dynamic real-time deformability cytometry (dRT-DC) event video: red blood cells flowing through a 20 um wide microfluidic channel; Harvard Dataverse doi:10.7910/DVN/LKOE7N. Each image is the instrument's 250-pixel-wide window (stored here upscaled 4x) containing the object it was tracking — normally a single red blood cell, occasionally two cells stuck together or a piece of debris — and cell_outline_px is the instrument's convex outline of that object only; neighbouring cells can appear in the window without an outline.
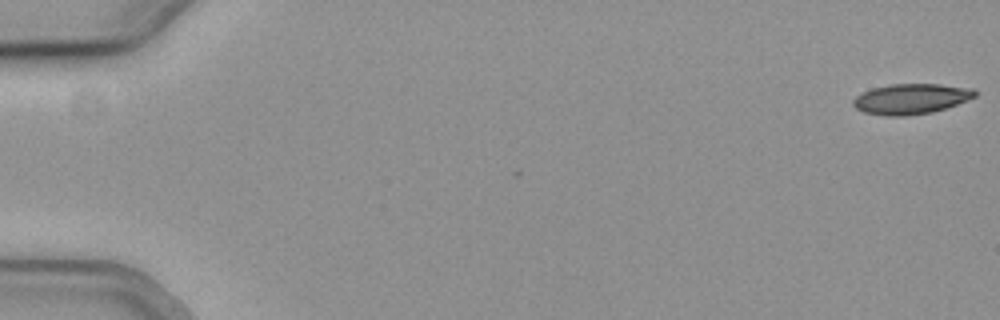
{"species": "common noctule bat (a hibernating species)", "species_latin": "Nyctalus noctula", "temperature_condition": "cold", "stored_images_in_passage": 55, "camera_frame_rate_fps": 3000, "um_per_image_px": 0.085, "animal": {"sex": "female", "body_mass_g": 19.3, "forearm_length_mm": 54.1}, "frame": {"image": 1, "passage_image": 1, "time_ms": 0.0, "image_size_px": [1000, 320], "cell_outline_px": [[976, 96], [956, 104], [932, 112], [908, 116], [888, 116], [864, 112], [856, 108], [852, 104], [852, 100], [856, 96], [872, 88], [892, 84], [940, 84], [972, 88], [976, 92]], "centroid_in_image_um": [77.41, 8.4], "position_along_channel_um": 7.6, "area_um2": 21.39}}
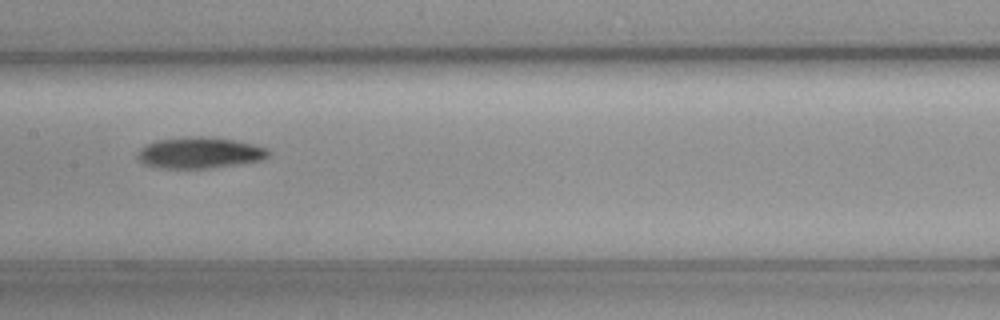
{"frame": {"image": 2, "passage_image": 29, "time_ms": 9.333, "image_size_px": [1000, 320], "cell_outline_px": [[268, 156], [260, 160], [204, 168], [160, 168], [144, 164], [136, 156], [140, 148], [156, 140], [184, 136], [200, 136], [236, 140], [268, 148]], "centroid_in_image_um": [16.91, 12.97], "position_along_channel_um": 190.5, "area_um2": 23.47}}
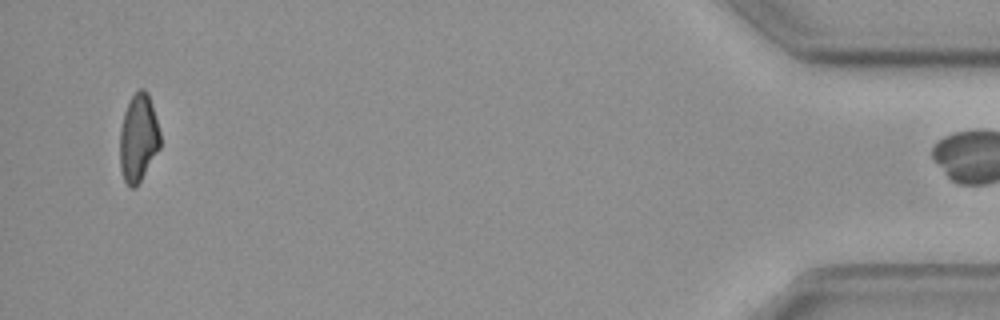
{"frame": {"image": 3, "passage_image": 54, "time_ms": 17.667, "image_size_px": [1000, 320], "cell_outline_px": [[160, 148], [136, 188], [128, 188], [124, 180], [120, 168], [120, 128], [124, 112], [132, 96], [140, 88], [144, 88], [148, 92], [160, 132]], "centroid_in_image_um": [11.75, 11.76], "position_along_channel_um": 423.4, "area_um2": 20.69}}